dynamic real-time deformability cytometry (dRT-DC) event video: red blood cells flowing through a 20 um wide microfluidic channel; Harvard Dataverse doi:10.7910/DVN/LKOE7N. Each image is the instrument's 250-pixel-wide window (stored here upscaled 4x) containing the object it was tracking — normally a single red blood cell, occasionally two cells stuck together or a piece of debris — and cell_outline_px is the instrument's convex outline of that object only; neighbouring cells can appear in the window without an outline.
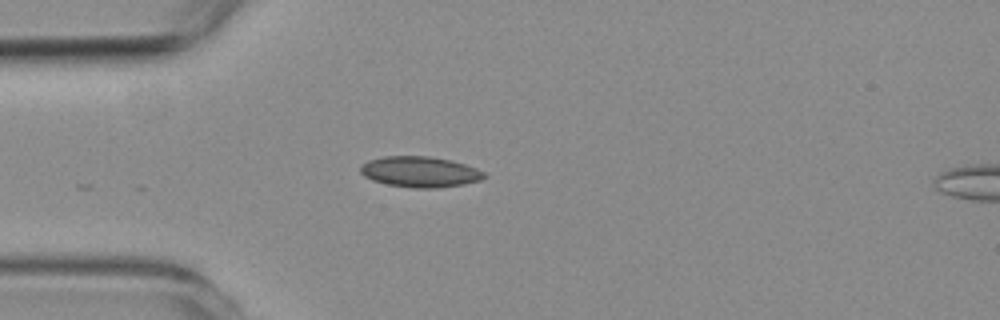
{"species": "common noctule bat (a hibernating species)", "species_latin": "Nyctalus noctula", "temperature_condition": "room temperature", "stored_images_in_passage": 7, "camera_frame_rate_fps": 3000, "um_per_image_px": 0.085, "animal": {"sex": "female", "body_mass_g": 19.3, "forearm_length_mm": 54.1}, "frame": {"image": 1, "passage_image": 1, "time_ms": 0.0, "image_size_px": [1000, 320], "cell_outline_px": [[488, 176], [480, 180], [464, 184], [436, 188], [412, 188], [388, 184], [372, 180], [364, 176], [360, 172], [360, 164], [368, 160], [384, 156], [428, 156], [452, 160], [476, 168], [484, 172]], "centroid_in_image_um": [35.68, 14.6], "position_along_channel_um": 49.3, "area_um2": 22.25}}